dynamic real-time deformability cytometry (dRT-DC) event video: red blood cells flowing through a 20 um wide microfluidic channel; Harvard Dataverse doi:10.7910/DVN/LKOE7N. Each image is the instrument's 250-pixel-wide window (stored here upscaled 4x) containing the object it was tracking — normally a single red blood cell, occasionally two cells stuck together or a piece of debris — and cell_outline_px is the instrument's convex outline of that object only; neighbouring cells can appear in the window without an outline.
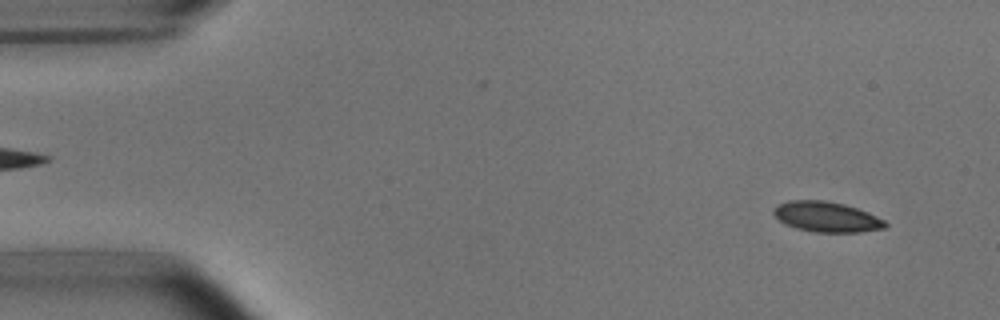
{"species": "common noctule bat (a hibernating species)", "species_latin": "Nyctalus noctula", "temperature_condition": "room temperature", "stored_images_in_passage": 5, "segment_of_instrument_passage": [2, 2], "camera_frame_rate_fps": 3000, "um_per_image_px": 0.085, "animal": {"sex": "male", "body_mass_g": 15.6}, "frame": {"image": 1, "passage_image": 5, "time_ms": 4.667, "image_size_px": [1000, 320], "cell_outline_px": [[888, 224], [884, 228], [860, 232], [816, 232], [796, 228], [784, 224], [772, 212], [772, 208], [788, 200], [824, 200], [844, 204], [868, 212], [884, 220]], "centroid_in_image_um": [70.24, 18.43], "position_along_channel_um": 14.8, "area_um2": 19.65}}